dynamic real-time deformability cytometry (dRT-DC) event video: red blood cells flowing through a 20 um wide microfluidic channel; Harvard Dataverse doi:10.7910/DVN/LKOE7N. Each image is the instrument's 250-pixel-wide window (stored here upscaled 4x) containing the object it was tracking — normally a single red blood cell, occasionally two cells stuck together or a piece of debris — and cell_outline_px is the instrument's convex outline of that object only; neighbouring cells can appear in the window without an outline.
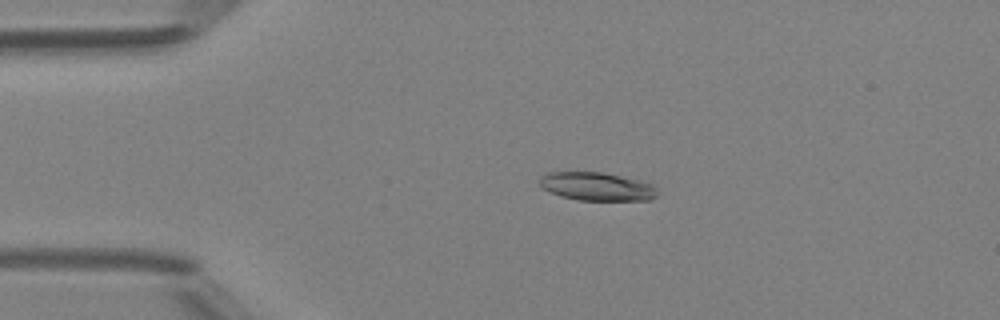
{"species": "Egyptian fruit bat (a non-hibernating species)", "species_latin": "Rousettus aegyptiacus", "temperature_condition": "room temperature", "stored_images_in_passage": 40, "camera_frame_rate_fps": 3000, "um_per_image_px": 0.085, "animal": {"sex": "female"}, "frame": {"image": 1, "passage_image": 1, "time_ms": 0.0, "image_size_px": [1000, 320], "cell_outline_px": [[656, 196], [648, 200], [580, 200], [560, 196], [544, 188], [540, 184], [540, 176], [548, 172], [600, 172], [640, 180], [652, 184], [656, 188]], "centroid_in_image_um": [50.73, 15.85], "position_along_channel_um": 34.3, "area_um2": 19.19}}
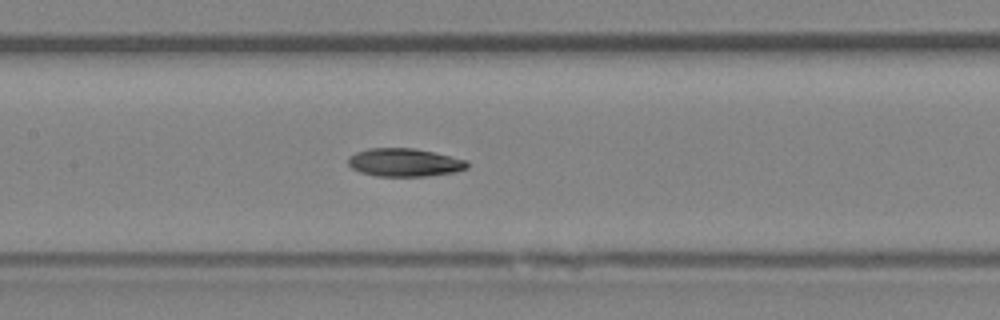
{"frame": {"image": 2, "passage_image": 14, "time_ms": 4.333, "image_size_px": [1000, 320], "cell_outline_px": [[468, 168], [456, 172], [428, 176], [376, 176], [360, 172], [352, 168], [348, 164], [348, 156], [356, 152], [368, 148], [412, 148], [432, 152], [468, 160]], "centroid_in_image_um": [34.38, 13.81], "position_along_channel_um": 173.0, "area_um2": 19.59}}
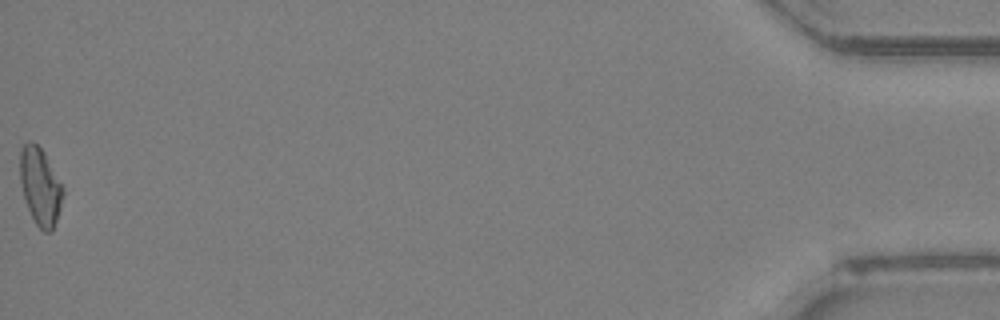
{"frame": {"image": 3, "passage_image": 40, "time_ms": 13.0, "image_size_px": [1000, 320], "cell_outline_px": [[64, 192], [60, 208], [52, 232], [44, 232], [36, 224], [28, 208], [24, 196], [20, 180], [20, 152], [24, 144], [28, 140], [32, 140], [44, 152], [64, 188]], "centroid_in_image_um": [3.42, 15.83], "position_along_channel_um": 431.8, "area_um2": 19.19}, "authors_computed_cell_mechanics": {"area_um2": 19.4208, "velocity_mm_per_s": 4.1711, "shape_relaxation_time_tau1_ms": 3.3468, "shape_relaxation_time_tau2_ms": null, "deformation_change_tau1": 0.1314, "deformation_change_tau2": null}}